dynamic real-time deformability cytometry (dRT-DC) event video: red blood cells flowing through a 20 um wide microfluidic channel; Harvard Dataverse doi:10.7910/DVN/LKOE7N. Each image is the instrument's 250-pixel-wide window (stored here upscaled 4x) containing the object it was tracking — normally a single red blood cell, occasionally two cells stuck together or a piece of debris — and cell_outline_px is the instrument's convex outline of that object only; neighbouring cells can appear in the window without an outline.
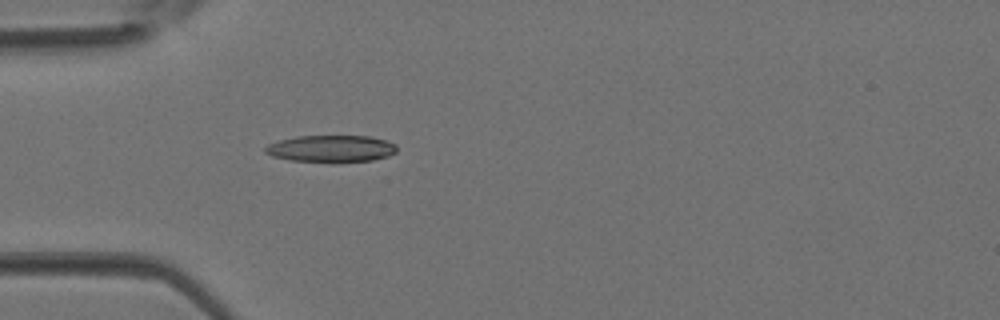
{"species": "Egyptian fruit bat (a non-hibernating species)", "species_latin": "Rousettus aegyptiacus", "temperature_condition": "room temperature", "stored_images_in_passage": 4, "camera_frame_rate_fps": 3000, "um_per_image_px": 0.085, "animal": {"sex": "female"}, "frame": {"image": 1, "passage_image": 4, "time_ms": 1.0, "image_size_px": [1000, 320], "cell_outline_px": [[396, 152], [388, 156], [372, 160], [332, 164], [292, 160], [272, 156], [264, 152], [264, 148], [268, 144], [280, 140], [296, 136], [368, 136], [388, 140], [396, 144]], "centroid_in_image_um": [28.16, 12.66], "position_along_channel_um": 56.8, "area_um2": 21.15}}